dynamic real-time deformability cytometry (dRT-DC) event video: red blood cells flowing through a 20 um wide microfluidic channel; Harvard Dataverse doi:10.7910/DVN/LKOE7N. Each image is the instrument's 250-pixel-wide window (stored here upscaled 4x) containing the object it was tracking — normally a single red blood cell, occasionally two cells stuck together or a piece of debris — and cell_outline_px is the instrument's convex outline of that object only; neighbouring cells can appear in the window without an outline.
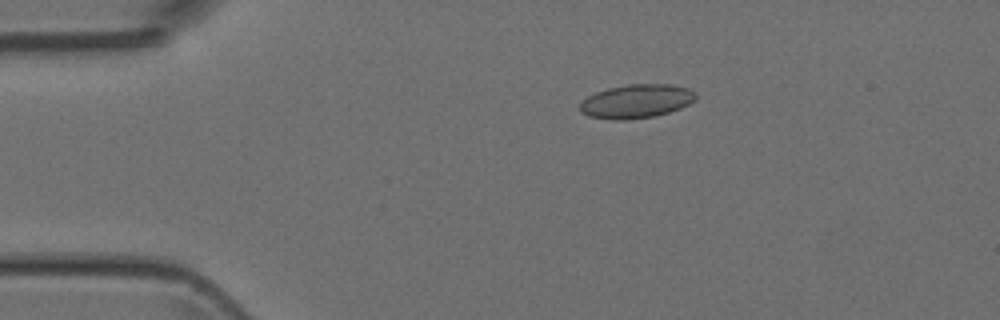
{"species": "Egyptian fruit bat (a non-hibernating species)", "species_latin": "Rousettus aegyptiacus", "temperature_condition": "room temperature", "stored_images_in_passage": 3, "camera_frame_rate_fps": 3000, "um_per_image_px": 0.085, "animal": {"sex": "female"}, "frame": {"image": 1, "passage_image": 1, "time_ms": 0.0, "image_size_px": [1000, 320], "cell_outline_px": [[696, 100], [680, 108], [656, 116], [624, 120], [612, 120], [588, 116], [580, 112], [580, 104], [588, 96], [596, 92], [608, 88], [628, 84], [672, 84], [688, 88], [696, 92]], "centroid_in_image_um": [54.1, 8.6], "position_along_channel_um": 30.9, "area_um2": 22.89}}
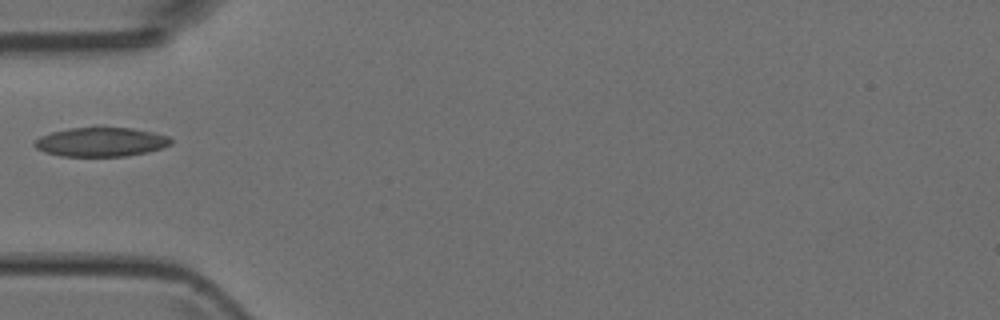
{"frame": {"image": 2, "passage_image": 3, "time_ms": 2.333, "image_size_px": [1000, 320], "cell_outline_px": [[172, 144], [148, 152], [124, 156], [60, 156], [44, 152], [36, 148], [32, 144], [40, 136], [52, 132], [68, 128], [100, 124], [104, 124], [132, 128], [152, 132], [168, 136], [172, 140]], "centroid_in_image_um": [8.56, 12.02], "position_along_channel_um": 76.4, "area_um2": 23.99}}